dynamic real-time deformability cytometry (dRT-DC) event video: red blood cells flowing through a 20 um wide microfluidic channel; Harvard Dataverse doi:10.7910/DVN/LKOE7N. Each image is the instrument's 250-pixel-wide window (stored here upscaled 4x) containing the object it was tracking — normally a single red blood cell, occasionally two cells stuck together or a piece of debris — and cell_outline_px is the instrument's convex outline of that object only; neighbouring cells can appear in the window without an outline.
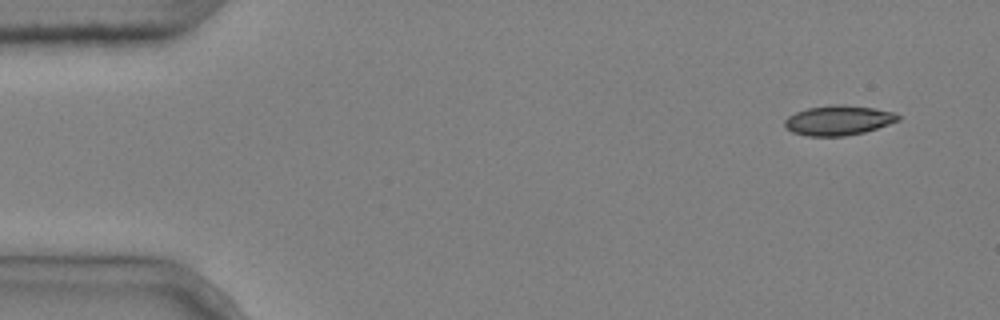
{"species": "common noctule bat (a hibernating species)", "species_latin": "Nyctalus noctula", "temperature_condition": "cold", "stored_images_in_passage": 4, "camera_frame_rate_fps": 3000, "um_per_image_px": 0.085, "animal": {"sex": "male", "body_mass_g": 20.4}, "frame": {"image": 1, "passage_image": 1, "time_ms": 0.0, "image_size_px": [1000, 320], "cell_outline_px": [[900, 120], [864, 132], [844, 136], [808, 136], [792, 132], [784, 124], [784, 120], [788, 116], [796, 112], [808, 108], [832, 104], [844, 104], [872, 108], [892, 112], [900, 116]], "centroid_in_image_um": [71.24, 10.22], "position_along_channel_um": 13.8, "area_um2": 19.54}}
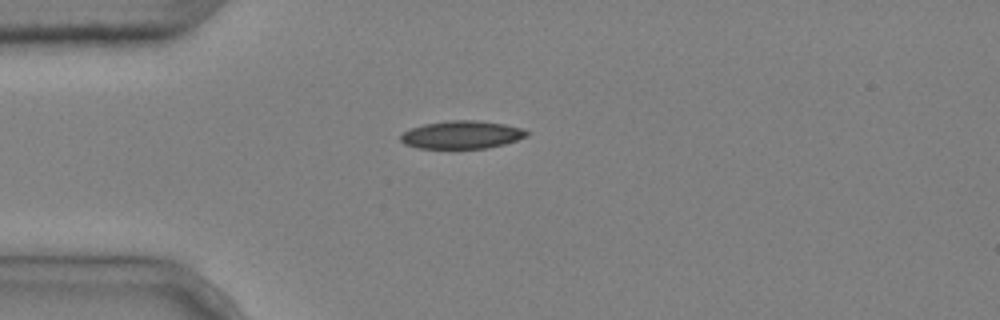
{"frame": {"image": 2, "passage_image": 4, "time_ms": 1.0, "image_size_px": [1000, 320], "cell_outline_px": [[532, 132], [528, 136], [504, 144], [488, 148], [452, 152], [416, 148], [404, 144], [400, 140], [400, 136], [404, 132], [412, 128], [424, 124], [448, 120], [480, 120], [504, 124], [520, 128]], "centroid_in_image_um": [39.23, 11.51], "position_along_channel_um": 45.8, "area_um2": 21.62}}